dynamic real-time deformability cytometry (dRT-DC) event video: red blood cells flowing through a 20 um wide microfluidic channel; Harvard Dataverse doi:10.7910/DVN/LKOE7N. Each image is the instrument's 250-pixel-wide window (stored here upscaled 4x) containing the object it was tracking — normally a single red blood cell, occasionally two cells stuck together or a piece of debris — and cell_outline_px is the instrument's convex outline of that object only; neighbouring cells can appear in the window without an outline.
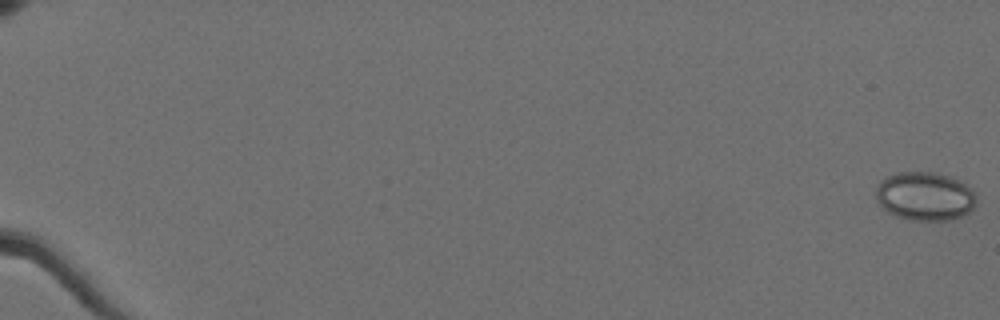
{"species": "Egyptian fruit bat (a non-hibernating species)", "species_latin": "Rousettus aegyptiacus", "temperature_condition": "cold", "stored_images_in_passage": 28, "camera_frame_rate_fps": 3000, "um_per_image_px": 0.085, "animal": {"sex": "female"}, "frame": {"image": 1, "passage_image": 1, "time_ms": 0.0, "image_size_px": [1000, 320], "cell_outline_px": [[976, 204], [968, 212], [960, 216], [948, 220], [908, 220], [896, 216], [888, 212], [876, 200], [876, 188], [880, 180], [896, 172], [932, 172], [948, 176], [960, 180], [976, 192]], "centroid_in_image_um": [78.61, 16.67], "position_along_channel_um": 6.4, "area_um2": 28.55}}
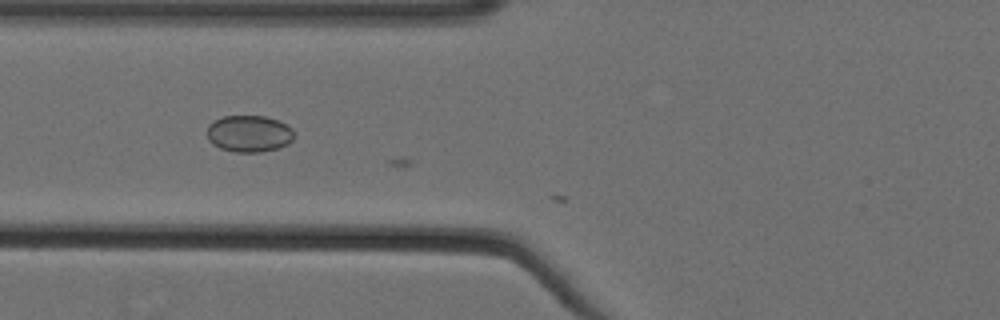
{"frame": {"image": 2, "passage_image": 27, "time_ms": 8.667, "image_size_px": [1000, 320], "cell_outline_px": [[292, 140], [288, 144], [276, 148], [260, 152], [236, 152], [220, 148], [212, 144], [208, 140], [208, 124], [224, 116], [264, 116], [280, 120], [288, 124], [292, 128]], "centroid_in_image_um": [21.18, 11.35], "position_along_channel_um": 104.6, "area_um2": 18.61}}